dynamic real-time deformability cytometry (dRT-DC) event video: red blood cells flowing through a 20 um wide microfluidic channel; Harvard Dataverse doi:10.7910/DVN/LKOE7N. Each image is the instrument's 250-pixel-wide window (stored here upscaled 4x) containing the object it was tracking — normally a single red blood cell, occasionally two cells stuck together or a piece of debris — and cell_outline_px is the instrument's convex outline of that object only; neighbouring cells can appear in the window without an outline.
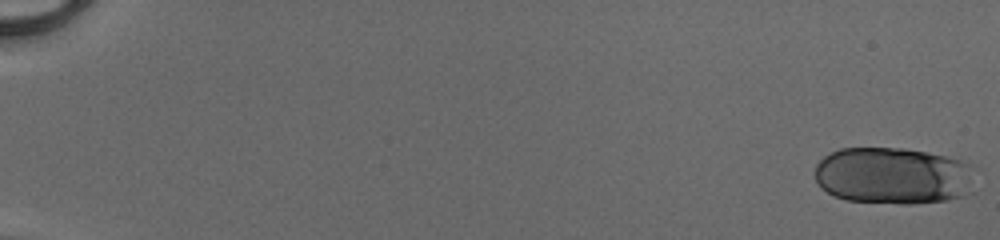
{"species": "human", "species_latin": "Homo sapiens", "temperature_condition": "cold", "stored_images_in_passage": 51, "segment_of_instrument_passage": [1, 2], "camera_frame_rate_fps": 3000, "um_per_image_px": 0.085, "donor": {"sex": "male"}, "frame": {"image": 1, "passage_image": 1, "time_ms": 0.0, "image_size_px": [1000, 240], "cell_outline_px": [[980, 168], [976, 192], [944, 200], [912, 204], [904, 204], [848, 200], [832, 196], [820, 188], [816, 180], [816, 164], [824, 156], [840, 148], [904, 148], [928, 152], [948, 156], [960, 160]], "centroid_in_image_um": [76.05, 14.94], "position_along_channel_um": 8.9, "area_um2": 54.68}}
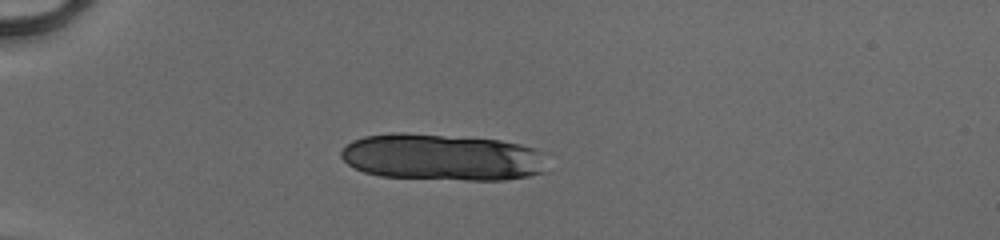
{"frame": {"image": 2, "passage_image": 16, "time_ms": 5.0, "image_size_px": [1000, 240], "cell_outline_px": [[544, 172], [528, 176], [504, 180], [464, 180], [380, 176], [364, 172], [348, 164], [340, 156], [340, 152], [352, 140], [364, 136], [392, 132], [400, 132], [500, 140], [520, 144], [532, 148], [540, 152]], "centroid_in_image_um": [37.51, 13.36], "position_along_channel_um": 47.5, "area_um2": 55.66}}